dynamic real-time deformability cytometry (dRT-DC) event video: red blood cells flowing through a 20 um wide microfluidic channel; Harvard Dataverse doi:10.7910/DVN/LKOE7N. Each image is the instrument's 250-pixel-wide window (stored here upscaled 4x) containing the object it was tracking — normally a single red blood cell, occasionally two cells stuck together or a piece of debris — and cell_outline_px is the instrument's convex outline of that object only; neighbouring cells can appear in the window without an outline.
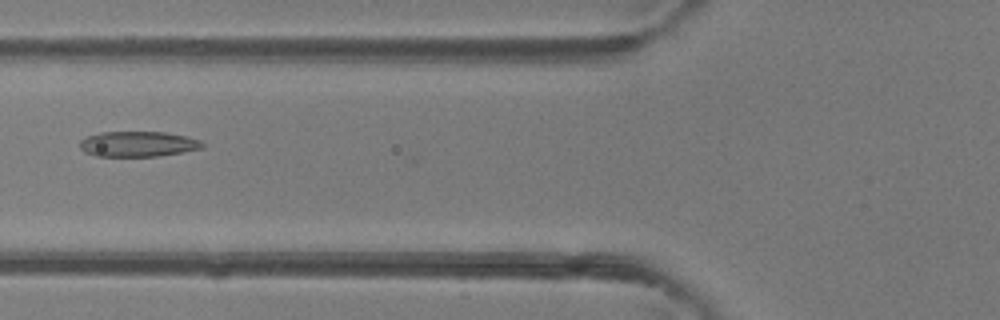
{"species": "common noctule bat (a hibernating species)", "species_latin": "Nyctalus noctula", "temperature_condition": "room temperature", "stored_images_in_passage": 47, "camera_frame_rate_fps": 3000, "um_per_image_px": 0.085, "animal": {"sex": "female"}, "frame": {"image": 1, "passage_image": 19, "time_ms": 6.0, "image_size_px": [1000, 320], "cell_outline_px": [[204, 144], [200, 148], [160, 156], [96, 156], [84, 152], [80, 148], [80, 140], [88, 136], [100, 132], [164, 132], [184, 136], [200, 140]], "centroid_in_image_um": [11.68, 12.24], "position_along_channel_um": 114.1, "area_um2": 17.92}}
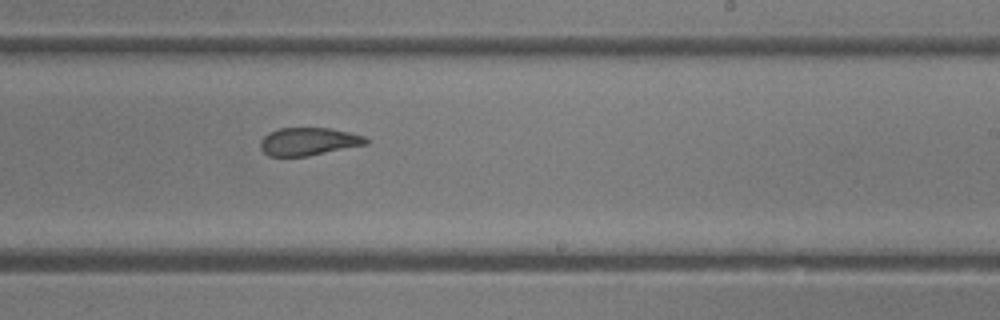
{"frame": {"image": 2, "passage_image": 29, "time_ms": 9.333, "image_size_px": [1000, 320], "cell_outline_px": [[368, 144], [308, 156], [268, 156], [260, 148], [260, 140], [268, 132], [280, 128], [328, 128], [348, 132], [364, 136], [368, 140]], "centroid_in_image_um": [26.2, 12.03], "position_along_channel_um": 262.8, "area_um2": 17.11}}
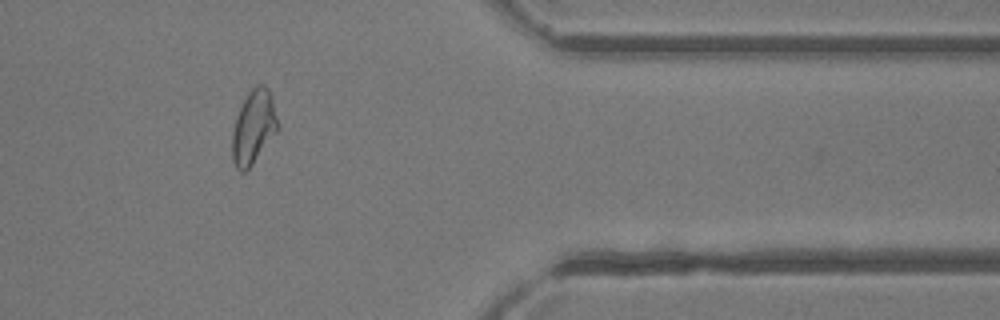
{"frame": {"image": 3, "passage_image": 39, "time_ms": 12.667, "image_size_px": [1000, 320], "cell_outline_px": [[280, 128], [252, 164], [244, 172], [240, 172], [236, 168], [232, 160], [232, 132], [236, 116], [248, 92], [256, 84], [264, 84], [268, 88], [272, 96]], "centroid_in_image_um": [21.56, 10.79], "position_along_channel_um": 389.8, "area_um2": 19.71}, "authors_computed_cell_mechanics": {"area_um2": 18.0336, "velocity_mm_per_s": 4.4575, "shape_relaxation_time_tau1_ms": 5.2062, "shape_relaxation_time_tau2_ms": 1.5495, "deformation_change_tau1": 0.1636, "deformation_change_tau2": 0.084}}